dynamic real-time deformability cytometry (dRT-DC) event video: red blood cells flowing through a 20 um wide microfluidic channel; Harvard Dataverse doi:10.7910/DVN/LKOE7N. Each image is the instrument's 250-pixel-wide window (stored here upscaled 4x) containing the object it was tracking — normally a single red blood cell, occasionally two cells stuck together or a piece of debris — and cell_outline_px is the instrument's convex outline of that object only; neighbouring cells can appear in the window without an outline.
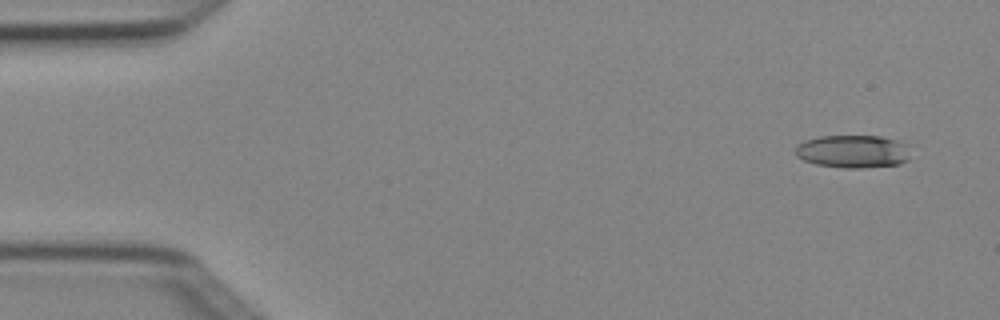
{"species": "Egyptian fruit bat (a non-hibernating species)", "species_latin": "Rousettus aegyptiacus", "temperature_condition": "cold", "stored_images_in_passage": 5, "camera_frame_rate_fps": 3000, "um_per_image_px": 0.085, "animal": {"sex": "female"}, "frame": {"image": 1, "passage_image": 1, "time_ms": 0.0, "image_size_px": [1000, 320], "cell_outline_px": [[908, 160], [900, 164], [860, 168], [844, 168], [816, 164], [804, 160], [796, 156], [796, 148], [804, 140], [820, 136], [880, 136], [896, 140], [904, 144], [908, 156]], "centroid_in_image_um": [72.46, 12.87], "position_along_channel_um": 12.5, "area_um2": 21.79}}